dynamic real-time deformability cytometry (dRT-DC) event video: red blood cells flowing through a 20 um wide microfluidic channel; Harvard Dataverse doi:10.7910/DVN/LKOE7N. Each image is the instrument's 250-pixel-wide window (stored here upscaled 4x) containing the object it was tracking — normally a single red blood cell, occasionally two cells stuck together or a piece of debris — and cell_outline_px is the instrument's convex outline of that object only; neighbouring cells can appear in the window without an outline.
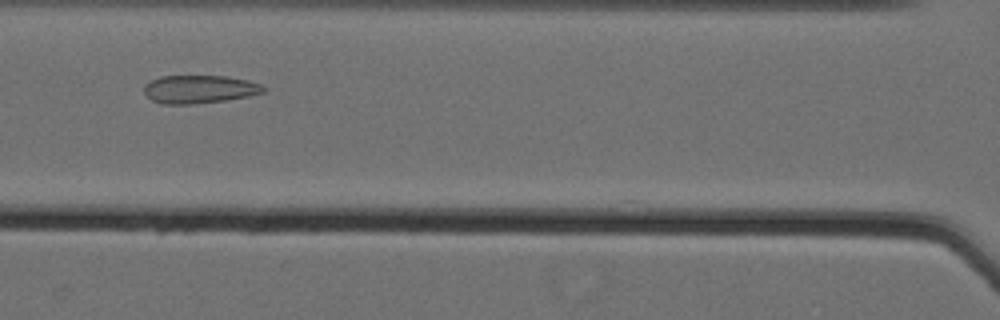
{"species": "Egyptian fruit bat (a non-hibernating species)", "species_latin": "Rousettus aegyptiacus", "temperature_condition": "cold", "stored_images_in_passage": 39, "camera_frame_rate_fps": 3000, "um_per_image_px": 0.085, "animal": {"sex": "female"}, "frame": {"image": 1, "passage_image": 15, "time_ms": 4.667, "image_size_px": [1000, 320], "cell_outline_px": [[264, 92], [248, 96], [228, 100], [192, 104], [164, 104], [152, 100], [144, 92], [144, 84], [160, 76], [228, 76], [248, 80], [260, 84], [264, 88]], "centroid_in_image_um": [16.94, 7.58], "position_along_channel_um": 149.7, "area_um2": 19.54}}
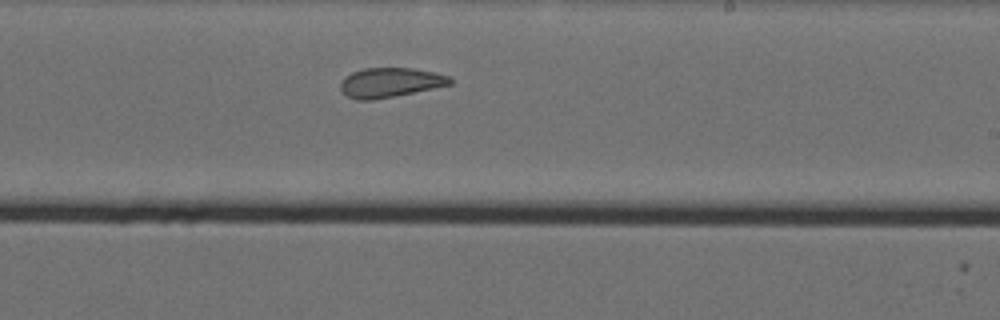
{"frame": {"image": 2, "passage_image": 24, "time_ms": 7.667, "image_size_px": [1000, 320], "cell_outline_px": [[452, 84], [372, 100], [356, 100], [348, 96], [340, 88], [340, 84], [344, 76], [352, 72], [364, 68], [412, 68], [452, 76]], "centroid_in_image_um": [33.15, 7.0], "position_along_channel_um": 255.9, "area_um2": 18.67}}
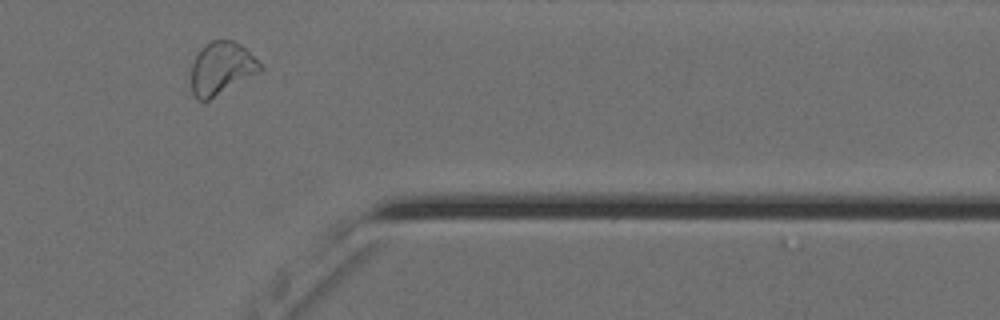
{"frame": {"image": 3, "passage_image": 36, "time_ms": 11.667, "image_size_px": [1000, 320], "cell_outline_px": [[264, 68], [260, 72], [208, 100], [196, 100], [192, 92], [192, 64], [200, 48], [204, 44], [212, 40], [232, 40], [240, 44]], "centroid_in_image_um": [18.8, 5.8], "position_along_channel_um": 392.6, "area_um2": 20.87}, "authors_computed_cell_mechanics": {"area_um2": 20.3456, "velocity_mm_per_s": 3.5596, "shape_relaxation_time_tau1_ms": null, "shape_relaxation_time_tau2_ms": 1.5575, "deformation_change_tau1": null, "deformation_change_tau2": 0.0925}}